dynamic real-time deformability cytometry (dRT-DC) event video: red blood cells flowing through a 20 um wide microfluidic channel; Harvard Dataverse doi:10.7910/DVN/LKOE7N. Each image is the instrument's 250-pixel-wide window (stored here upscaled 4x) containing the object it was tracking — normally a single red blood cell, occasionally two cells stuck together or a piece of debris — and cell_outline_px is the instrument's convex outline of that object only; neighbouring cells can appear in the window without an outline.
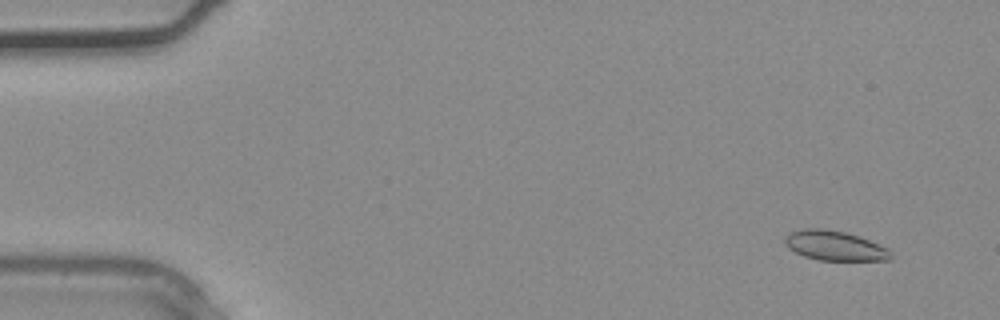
{"species": "common noctule bat (a hibernating species)", "species_latin": "Nyctalus noctula", "temperature_condition": "warm", "stored_images_in_passage": 37, "camera_frame_rate_fps": 3000, "um_per_image_px": 0.085, "animal": {"sex": "male", "body_mass_g": 20.4}, "frame": {"image": 1, "passage_image": 3, "time_ms": 0.667, "image_size_px": [1000, 320], "cell_outline_px": [[892, 260], [820, 260], [804, 256], [788, 248], [784, 240], [792, 232], [804, 228], [820, 228], [844, 232], [868, 240], [888, 248], [892, 252]], "centroid_in_image_um": [70.98, 20.89], "position_along_channel_um": 14.0, "area_um2": 18.03}}
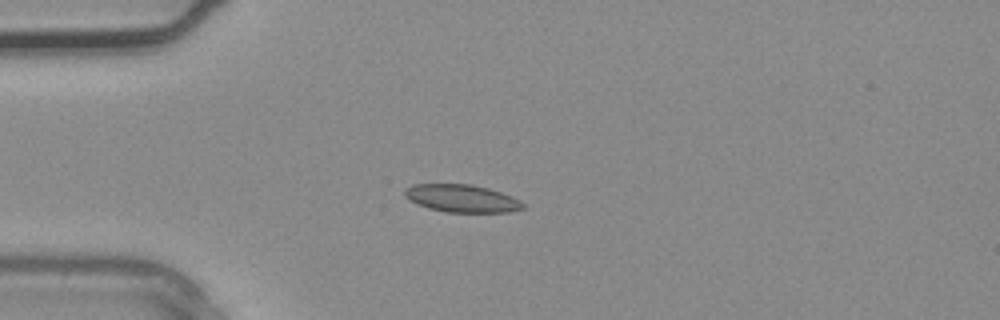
{"frame": {"image": 2, "passage_image": 10, "time_ms": 3.0, "image_size_px": [1000, 320], "cell_outline_px": [[524, 208], [508, 212], [444, 212], [428, 208], [416, 204], [408, 200], [404, 196], [404, 188], [412, 184], [472, 184], [488, 188], [512, 196], [520, 200], [524, 204]], "centroid_in_image_um": [39.21, 16.86], "position_along_channel_um": 45.8, "area_um2": 19.25}}
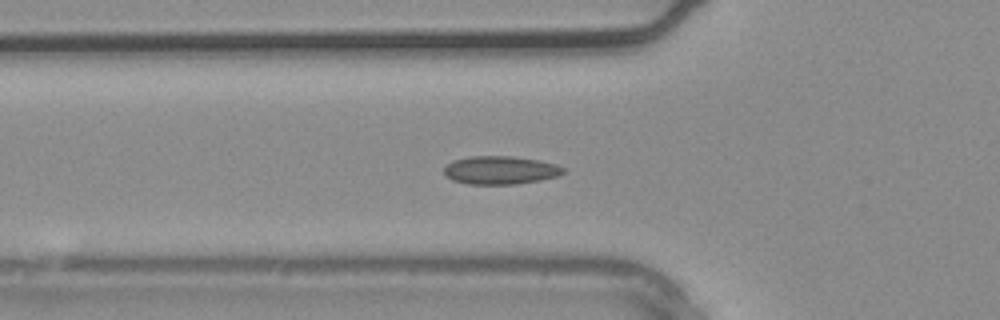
{"frame": {"image": 3, "passage_image": 13, "time_ms": 4.0, "image_size_px": [1000, 320], "cell_outline_px": [[564, 172], [556, 176], [540, 180], [516, 184], [468, 184], [452, 180], [444, 176], [444, 168], [452, 160], [468, 156], [512, 156], [540, 160], [556, 164], [564, 168]], "centroid_in_image_um": [42.49, 14.46], "position_along_channel_um": 83.3, "area_um2": 19.71}}